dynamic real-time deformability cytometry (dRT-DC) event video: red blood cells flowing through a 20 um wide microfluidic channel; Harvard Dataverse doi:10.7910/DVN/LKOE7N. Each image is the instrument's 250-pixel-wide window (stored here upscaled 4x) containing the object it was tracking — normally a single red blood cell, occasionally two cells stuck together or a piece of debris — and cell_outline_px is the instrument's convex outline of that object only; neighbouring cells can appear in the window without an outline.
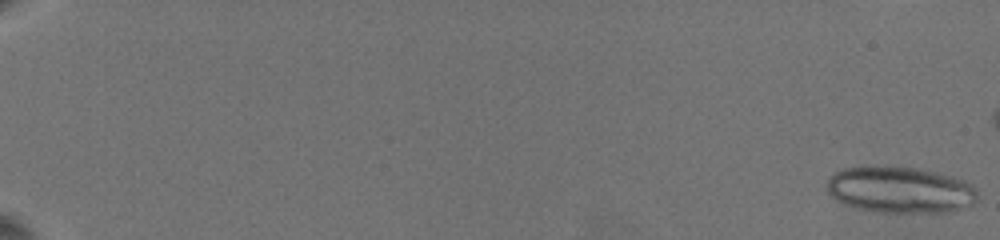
{"species": "common noctule bat (a hibernating species)", "species_latin": "Nyctalus noctula", "temperature_condition": "warm", "stored_images_in_passage": 31, "camera_frame_rate_fps": 3000, "um_per_image_px": 0.085, "animal": {"sex": "female", "body_mass_g": 19.5, "forearm_length_mm": 54.1}, "frame": {"image": 1, "passage_image": 1, "time_ms": 0.0, "image_size_px": [1000, 240], "cell_outline_px": [[976, 200], [972, 204], [944, 212], [884, 212], [860, 208], [844, 204], [836, 200], [828, 192], [828, 180], [832, 172], [844, 168], [916, 168], [952, 176], [964, 180], [976, 188]], "centroid_in_image_um": [76.5, 16.15], "position_along_channel_um": 8.5, "area_um2": 39.71}}